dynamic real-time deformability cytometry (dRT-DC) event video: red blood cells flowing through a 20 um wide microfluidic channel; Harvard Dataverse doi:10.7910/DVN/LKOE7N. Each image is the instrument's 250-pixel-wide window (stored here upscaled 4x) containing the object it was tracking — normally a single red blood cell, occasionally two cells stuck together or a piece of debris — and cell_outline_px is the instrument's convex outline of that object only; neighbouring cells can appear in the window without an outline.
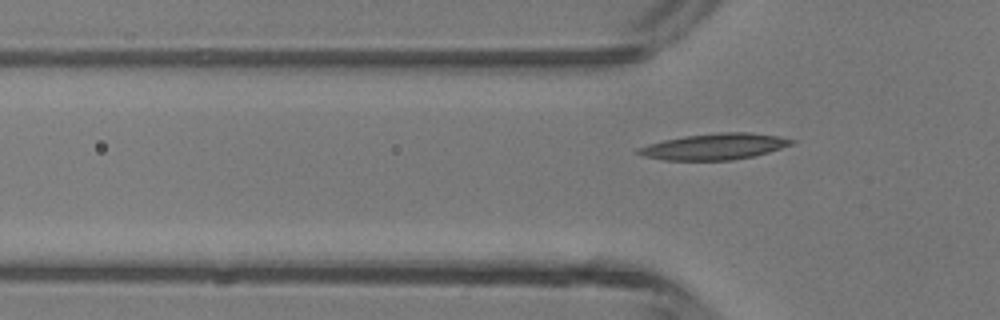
{"species": "common noctule bat (a hibernating species)", "species_latin": "Nyctalus noctula", "temperature_condition": "room temperature", "stored_images_in_passage": 6, "camera_frame_rate_fps": 3000, "um_per_image_px": 0.085, "animal": {"sex": "male", "body_mass_g": 13.3}, "frame": {"image": 1, "passage_image": 6, "time_ms": 1.667, "image_size_px": [1000, 320], "cell_outline_px": [[796, 140], [792, 144], [768, 152], [752, 156], [732, 160], [664, 160], [644, 156], [632, 152], [636, 148], [648, 144], [664, 140], [684, 136], [720, 132], [748, 132], [780, 136]], "centroid_in_image_um": [60.69, 12.45], "position_along_channel_um": 65.1, "area_um2": 23.35}}